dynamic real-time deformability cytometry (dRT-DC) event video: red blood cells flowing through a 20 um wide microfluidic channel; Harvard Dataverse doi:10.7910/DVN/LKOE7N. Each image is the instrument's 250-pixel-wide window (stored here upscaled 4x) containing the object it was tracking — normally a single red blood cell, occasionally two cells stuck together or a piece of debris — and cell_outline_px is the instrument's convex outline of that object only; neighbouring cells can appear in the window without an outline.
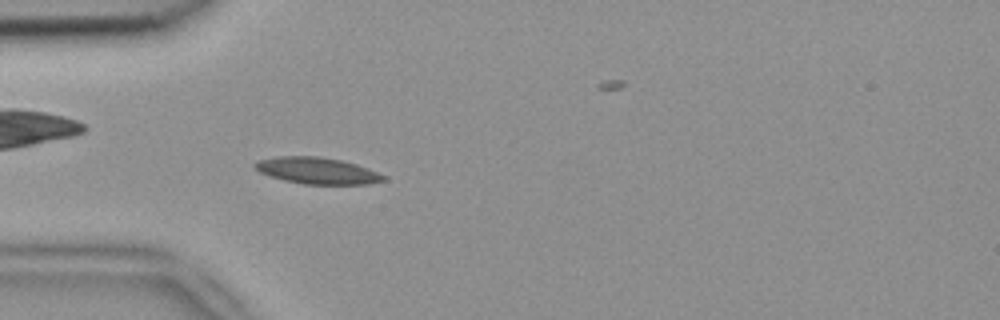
{"species": "common noctule bat (a hibernating species)", "species_latin": "Nyctalus noctula", "temperature_condition": "room temperature", "stored_images_in_passage": 3, "camera_frame_rate_fps": 3000, "um_per_image_px": 0.085, "animal": {"sex": "female", "body_mass_g": 18.4}, "frame": {"image": 1, "passage_image": 3, "time_ms": 0.667, "image_size_px": [1000, 320], "cell_outline_px": [[388, 180], [368, 184], [304, 184], [284, 180], [260, 172], [252, 164], [256, 160], [276, 156], [320, 156], [340, 160], [356, 164], [388, 176]], "centroid_in_image_um": [26.98, 14.5], "position_along_channel_um": 58.0, "area_um2": 19.94}}